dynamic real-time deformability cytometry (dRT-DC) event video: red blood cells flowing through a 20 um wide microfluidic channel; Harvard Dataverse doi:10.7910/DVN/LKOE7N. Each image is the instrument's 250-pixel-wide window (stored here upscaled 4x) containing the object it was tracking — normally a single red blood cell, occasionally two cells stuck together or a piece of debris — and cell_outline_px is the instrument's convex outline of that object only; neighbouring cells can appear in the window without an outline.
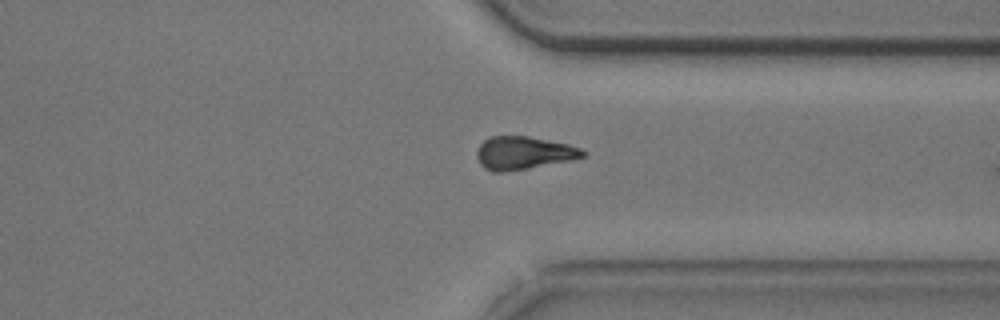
{"species": "common noctule bat (a hibernating species)", "species_latin": "Nyctalus noctula", "temperature_condition": "cold", "stored_images_in_passage": 26, "camera_frame_rate_fps": 3000, "um_per_image_px": 0.085, "animal": {"sex": "male", "body_mass_g": 20.5, "forearm_length_mm": 52.5}, "frame": {"image": 1, "passage_image": 25, "time_ms": 8.0, "image_size_px": [1000, 320], "cell_outline_px": [[588, 152], [584, 156], [572, 160], [500, 172], [492, 172], [484, 168], [480, 164], [476, 156], [476, 152], [480, 144], [488, 136], [528, 136], [568, 144], [580, 148]], "centroid_in_image_um": [44.48, 12.99], "position_along_channel_um": 366.9, "area_um2": 20.23}}